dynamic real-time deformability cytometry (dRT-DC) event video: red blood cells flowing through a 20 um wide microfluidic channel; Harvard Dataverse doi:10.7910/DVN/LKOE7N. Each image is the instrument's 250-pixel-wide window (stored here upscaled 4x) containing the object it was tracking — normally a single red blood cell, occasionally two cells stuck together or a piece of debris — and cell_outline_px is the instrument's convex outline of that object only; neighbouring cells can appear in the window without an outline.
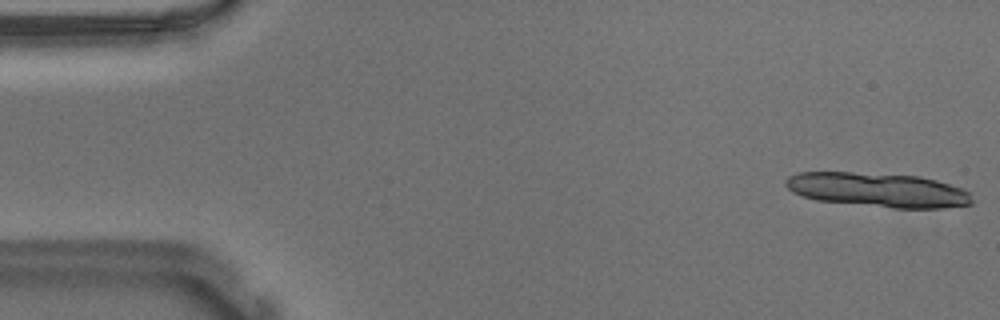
{"species": "Egyptian fruit bat (a non-hibernating species)", "species_latin": "Rousettus aegyptiacus", "temperature_condition": "warm", "stored_images_in_passage": 11, "camera_frame_rate_fps": 3000, "um_per_image_px": 0.085, "animal": {"sex": "male"}, "frame": {"image": 1, "passage_image": 1, "time_ms": 0.0, "image_size_px": [1000, 320], "cell_outline_px": [[972, 204], [940, 208], [896, 208], [816, 200], [792, 192], [784, 184], [784, 180], [788, 176], [800, 172], [852, 172], [920, 176], [936, 180], [964, 188], [972, 192]], "centroid_in_image_um": [74.65, 16.13], "position_along_channel_um": 10.4, "area_um2": 37.4}}